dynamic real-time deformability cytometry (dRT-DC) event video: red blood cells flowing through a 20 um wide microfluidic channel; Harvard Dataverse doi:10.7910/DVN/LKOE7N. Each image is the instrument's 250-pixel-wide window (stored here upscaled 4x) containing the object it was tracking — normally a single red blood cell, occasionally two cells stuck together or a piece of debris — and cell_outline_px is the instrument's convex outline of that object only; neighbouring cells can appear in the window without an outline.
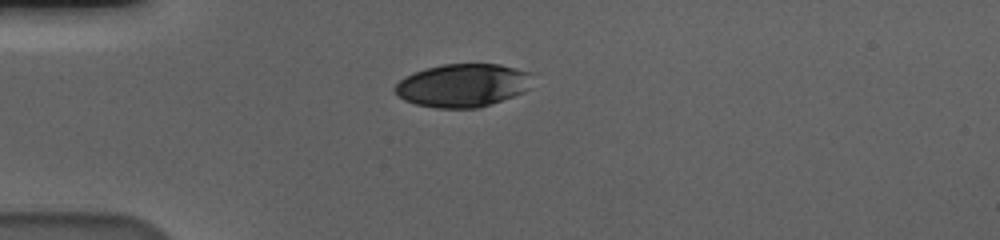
{"species": "human", "species_latin": "Homo sapiens", "temperature_condition": "cold", "stored_images_in_passage": 32, "camera_frame_rate_fps": 3000, "um_per_image_px": 0.085, "donor": {"sex": "male"}, "frame": {"image": 1, "passage_image": 1, "time_ms": 0.0, "image_size_px": [1000, 240], "cell_outline_px": [[532, 72], [528, 88], [524, 92], [476, 108], [436, 108], [416, 104], [404, 100], [392, 88], [404, 76], [412, 72], [424, 68], [444, 64], [500, 64]], "centroid_in_image_um": [39.3, 7.24], "position_along_channel_um": 45.7, "area_um2": 34.51}}
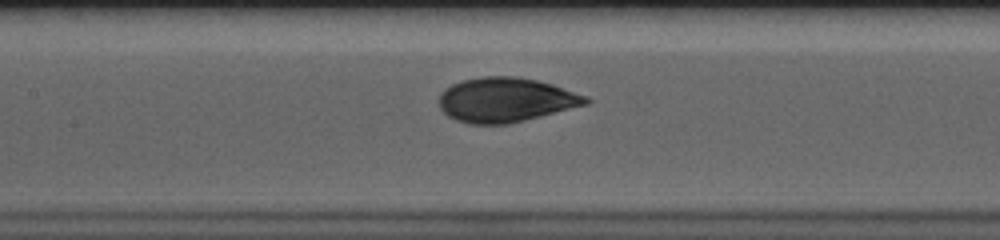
{"frame": {"image": 2, "passage_image": 13, "time_ms": 4.0, "image_size_px": [1000, 240], "cell_outline_px": [[592, 100], [588, 104], [508, 124], [468, 124], [456, 120], [448, 116], [440, 108], [440, 92], [444, 88], [452, 84], [464, 80], [480, 76], [512, 76], [536, 80], [552, 84], [588, 96]], "centroid_in_image_um": [42.98, 8.48], "position_along_channel_um": 164.4, "area_um2": 38.03}}
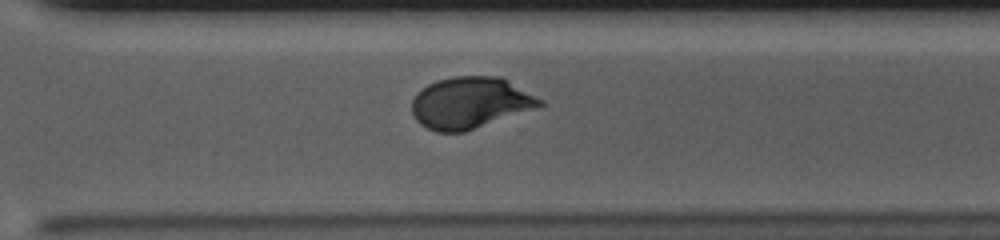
{"frame": {"image": 3, "passage_image": 27, "time_ms": 8.667, "image_size_px": [1000, 240], "cell_outline_px": [[544, 104], [536, 108], [464, 132], [436, 132], [420, 124], [412, 116], [412, 100], [416, 92], [428, 84], [436, 80], [456, 76], [500, 76], [508, 80], [544, 100]], "centroid_in_image_um": [39.95, 8.73], "position_along_channel_um": 330.7, "area_um2": 38.49}, "authors_computed_cell_mechanics": {"area_um2": 37.8301, "velocity_mm_per_s": 3.5747, "shape_relaxation_time_tau1_ms": 4.8793, "shape_relaxation_time_tau2_ms": null, "deformation_change_tau1": 0.1822, "deformation_change_tau2": null}}